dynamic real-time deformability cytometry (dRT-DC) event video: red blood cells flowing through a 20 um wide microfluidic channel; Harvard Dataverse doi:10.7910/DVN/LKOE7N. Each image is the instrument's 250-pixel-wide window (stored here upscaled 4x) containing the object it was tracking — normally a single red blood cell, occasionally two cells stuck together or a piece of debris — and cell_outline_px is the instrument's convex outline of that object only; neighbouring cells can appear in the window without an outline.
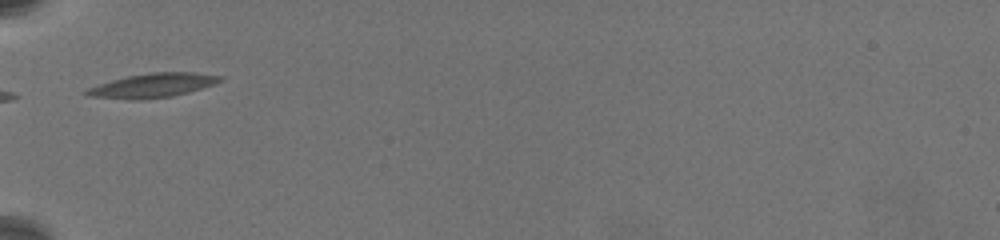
{"species": "common noctule bat (a hibernating species)", "species_latin": "Nyctalus noctula", "temperature_condition": "warm", "stored_images_in_passage": 4, "camera_frame_rate_fps": 3000, "um_per_image_px": 0.085, "animal": {"sex": "female", "body_mass_g": 19.5, "forearm_length_mm": 54.1}, "frame": {"image": 1, "passage_image": 1, "time_ms": 0.0, "image_size_px": [1000, 240], "cell_outline_px": [[220, 80], [212, 84], [188, 92], [172, 96], [88, 96], [84, 92], [88, 88], [112, 80], [128, 76], [152, 72], [196, 72], [220, 76]], "centroid_in_image_um": [13.06, 7.19], "position_along_channel_um": 71.9, "area_um2": 17.11}}